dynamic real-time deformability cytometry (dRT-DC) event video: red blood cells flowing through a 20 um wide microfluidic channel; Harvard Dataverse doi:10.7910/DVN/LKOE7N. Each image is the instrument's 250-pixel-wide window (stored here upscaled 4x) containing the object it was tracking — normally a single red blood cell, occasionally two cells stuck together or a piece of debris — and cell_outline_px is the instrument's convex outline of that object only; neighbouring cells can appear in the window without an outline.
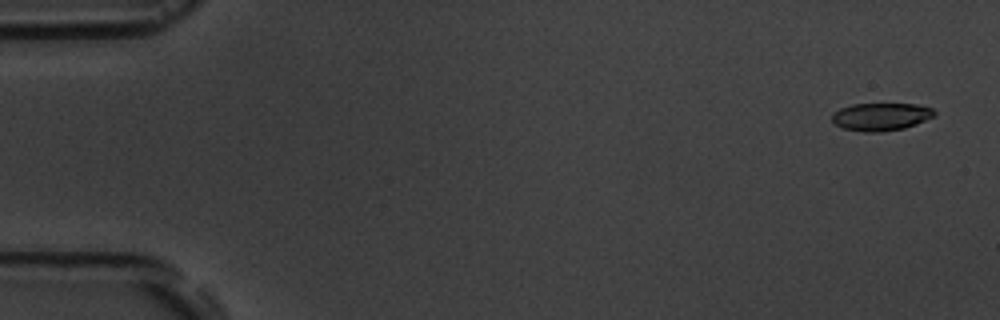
{"species": "common noctule bat (a hibernating species)", "species_latin": "Nyctalus noctula", "temperature_condition": "room temperature", "stored_images_in_passage": 5, "camera_frame_rate_fps": 3000, "um_per_image_px": 0.085, "animal": {"sex": "male", "body_mass_g": 19.5, "forearm_length_mm": 54.6}, "frame": {"image": 1, "passage_image": 1, "time_ms": 0.0, "image_size_px": [1000, 320], "cell_outline_px": [[936, 116], [916, 124], [904, 128], [880, 132], [864, 132], [844, 128], [836, 124], [832, 120], [832, 112], [840, 108], [852, 104], [916, 104], [932, 108], [936, 112]], "centroid_in_image_um": [74.89, 9.91], "position_along_channel_um": 10.1, "area_um2": 16.59}}
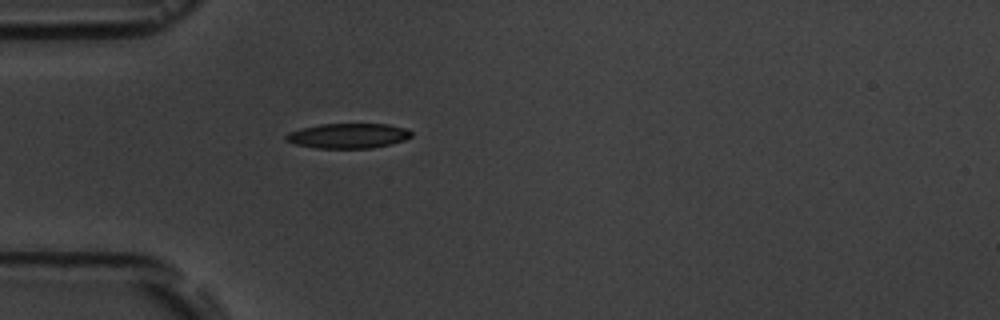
{"frame": {"image": 2, "passage_image": 5, "time_ms": 4.667, "image_size_px": [1000, 320], "cell_outline_px": [[412, 136], [404, 140], [372, 148], [316, 148], [296, 144], [284, 140], [284, 136], [288, 132], [300, 128], [320, 124], [388, 124], [408, 128], [412, 132]], "centroid_in_image_um": [29.58, 11.53], "position_along_channel_um": 55.4, "area_um2": 18.32}}